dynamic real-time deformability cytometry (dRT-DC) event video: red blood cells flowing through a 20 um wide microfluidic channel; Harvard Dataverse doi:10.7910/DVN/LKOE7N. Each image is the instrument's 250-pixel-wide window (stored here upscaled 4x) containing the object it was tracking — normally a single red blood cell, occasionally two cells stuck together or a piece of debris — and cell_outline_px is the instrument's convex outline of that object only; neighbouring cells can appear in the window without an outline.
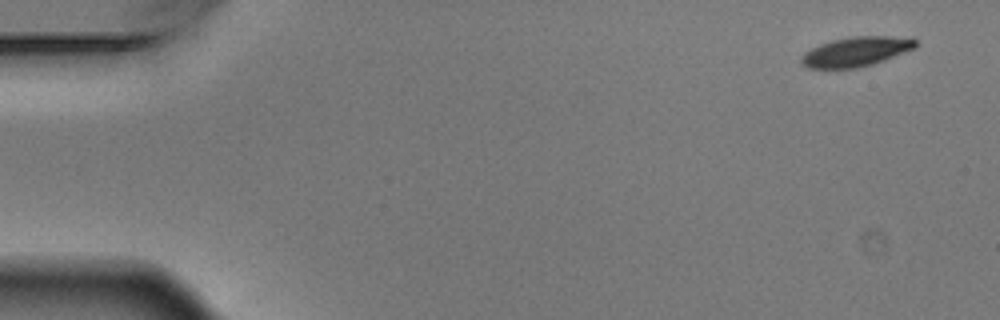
{"species": "Egyptian fruit bat (a non-hibernating species)", "species_latin": "Rousettus aegyptiacus", "temperature_condition": "warm", "stored_images_in_passage": 5, "camera_frame_rate_fps": 3000, "um_per_image_px": 0.085, "animal": {"sex": "male"}, "frame": {"image": 1, "passage_image": 1, "time_ms": 0.0, "image_size_px": [1000, 320], "cell_outline_px": [[916, 48], [884, 60], [872, 64], [856, 68], [808, 68], [800, 60], [804, 52], [820, 44], [832, 40], [852, 36], [912, 36], [916, 40]], "centroid_in_image_um": [72.82, 4.37], "position_along_channel_um": 12.2, "area_um2": 19.77}}